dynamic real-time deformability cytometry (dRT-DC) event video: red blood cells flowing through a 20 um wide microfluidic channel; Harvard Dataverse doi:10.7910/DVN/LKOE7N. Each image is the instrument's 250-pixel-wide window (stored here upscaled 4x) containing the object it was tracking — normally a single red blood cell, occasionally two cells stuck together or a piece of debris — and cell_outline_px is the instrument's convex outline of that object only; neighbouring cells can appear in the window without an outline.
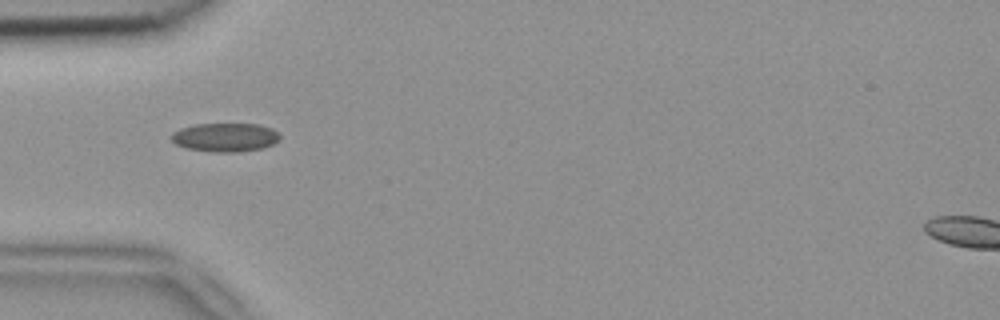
{"species": "common noctule bat (a hibernating species)", "species_latin": "Nyctalus noctula", "temperature_condition": "room temperature", "stored_images_in_passage": 7, "camera_frame_rate_fps": 3000, "um_per_image_px": 0.085, "animal": {"sex": "female", "body_mass_g": 18.4}, "frame": {"image": 1, "passage_image": 4, "time_ms": 1.0, "image_size_px": [1000, 320], "cell_outline_px": [[280, 136], [272, 144], [260, 148], [240, 152], [216, 152], [188, 148], [176, 144], [172, 140], [172, 132], [180, 128], [196, 124], [260, 124], [272, 128]], "centroid_in_image_um": [19.12, 11.66], "position_along_channel_um": 65.9, "area_um2": 17.92}}
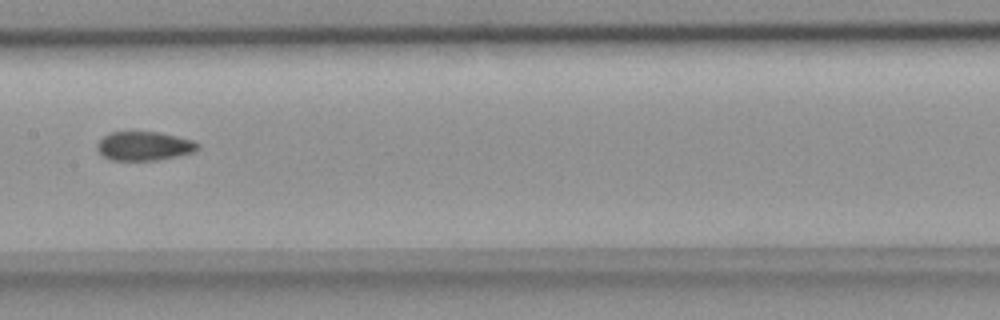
{"frame": {"image": 2, "passage_image": 7, "time_ms": 2.0, "image_size_px": [1000, 320], "cell_outline_px": [[200, 148], [192, 152], [176, 156], [156, 160], [112, 160], [104, 156], [96, 148], [96, 144], [108, 132], [160, 132], [192, 140], [200, 144]], "centroid_in_image_um": [12.25, 12.4], "position_along_channel_um": 195.2, "area_um2": 16.88}}